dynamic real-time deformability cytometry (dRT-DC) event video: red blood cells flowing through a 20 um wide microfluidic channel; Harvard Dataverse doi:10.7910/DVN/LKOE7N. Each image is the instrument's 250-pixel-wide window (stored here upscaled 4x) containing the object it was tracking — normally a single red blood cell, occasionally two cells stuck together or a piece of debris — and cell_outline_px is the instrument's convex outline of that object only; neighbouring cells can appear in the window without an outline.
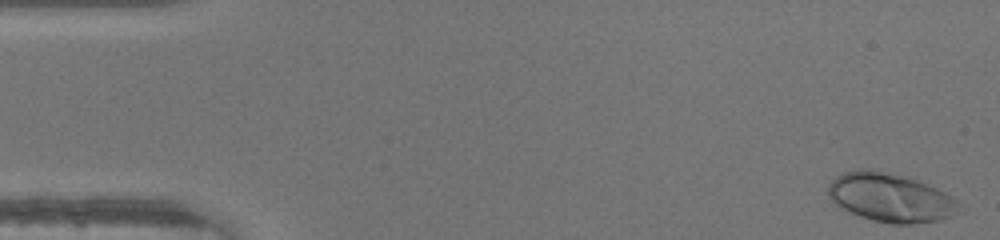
{"species": "human", "species_latin": "Homo sapiens", "temperature_condition": "warm", "stored_images_in_passage": 46, "camera_frame_rate_fps": 3000, "um_per_image_px": 0.085, "donor": {"sex": "male"}, "frame": {"image": 1, "passage_image": 1, "time_ms": 0.0, "image_size_px": [1000, 240], "cell_outline_px": [[956, 204], [952, 216], [944, 220], [908, 224], [892, 224], [872, 220], [860, 216], [840, 208], [828, 196], [828, 184], [836, 176], [844, 172], [860, 168], [876, 168], [912, 176], [952, 196], [956, 200]], "centroid_in_image_um": [75.64, 16.75], "position_along_channel_um": 9.4, "area_um2": 37.69}}
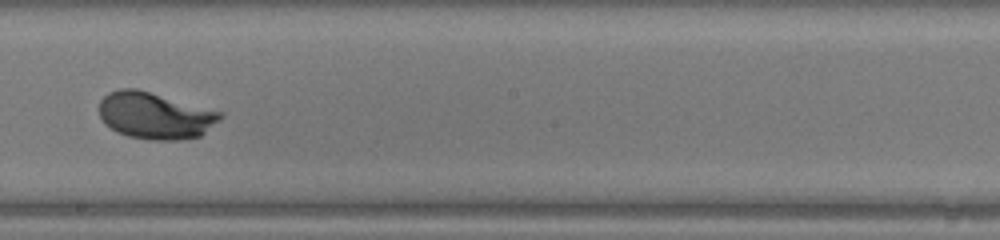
{"frame": {"image": 2, "passage_image": 26, "time_ms": 8.333, "image_size_px": [1000, 240], "cell_outline_px": [[224, 116], [220, 120], [200, 136], [176, 140], [152, 140], [128, 136], [112, 128], [100, 116], [100, 100], [108, 92], [120, 88], [136, 88], [224, 112]], "centroid_in_image_um": [13.22, 9.81], "position_along_channel_um": 235.0, "area_um2": 32.77}}
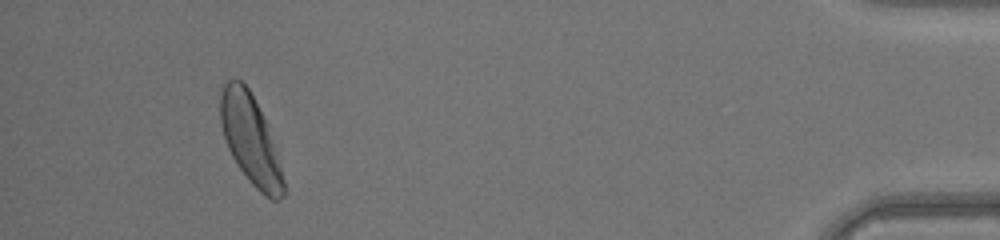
{"frame": {"image": 3, "passage_image": 43, "time_ms": 14.0, "image_size_px": [1000, 240], "cell_outline_px": [[288, 192], [280, 200], [272, 200], [264, 196], [252, 184], [240, 168], [232, 156], [228, 148], [220, 124], [220, 92], [224, 84], [228, 80], [240, 80], [248, 88], [268, 124]], "centroid_in_image_um": [21.31, 11.9], "position_along_channel_um": 413.9, "area_um2": 32.83}}